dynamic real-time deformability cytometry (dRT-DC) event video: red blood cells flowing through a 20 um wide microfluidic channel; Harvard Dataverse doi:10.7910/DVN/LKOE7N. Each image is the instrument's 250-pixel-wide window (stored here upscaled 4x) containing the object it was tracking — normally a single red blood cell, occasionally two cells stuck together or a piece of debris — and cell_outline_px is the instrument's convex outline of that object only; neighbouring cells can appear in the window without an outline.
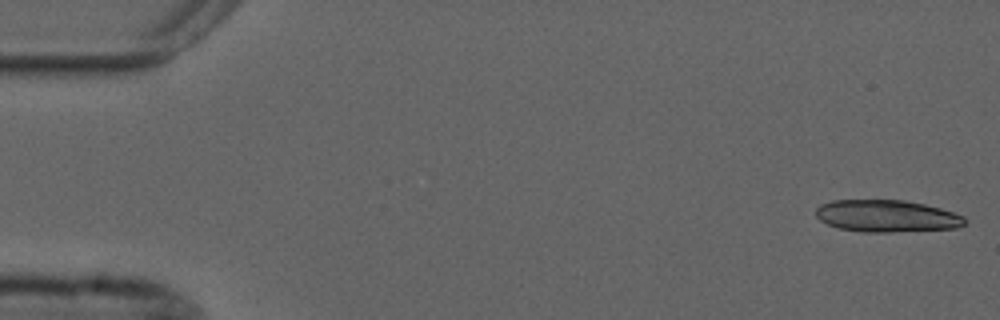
{"species": "common noctule bat (a hibernating species)", "species_latin": "Nyctalus noctula", "temperature_condition": "cold", "stored_images_in_passage": 16, "camera_frame_rate_fps": 3000, "um_per_image_px": 0.085, "animal": {"sex": "male", "forearm_length_mm": 52.5}, "frame": {"image": 1, "passage_image": 1, "time_ms": 0.0, "image_size_px": [1000, 320], "cell_outline_px": [[968, 220], [964, 224], [956, 228], [888, 232], [860, 232], [840, 228], [828, 224], [820, 220], [816, 216], [816, 208], [820, 204], [832, 200], [904, 200], [924, 204], [940, 208], [964, 216]], "centroid_in_image_um": [75.36, 18.36], "position_along_channel_um": 9.6, "area_um2": 27.8}}